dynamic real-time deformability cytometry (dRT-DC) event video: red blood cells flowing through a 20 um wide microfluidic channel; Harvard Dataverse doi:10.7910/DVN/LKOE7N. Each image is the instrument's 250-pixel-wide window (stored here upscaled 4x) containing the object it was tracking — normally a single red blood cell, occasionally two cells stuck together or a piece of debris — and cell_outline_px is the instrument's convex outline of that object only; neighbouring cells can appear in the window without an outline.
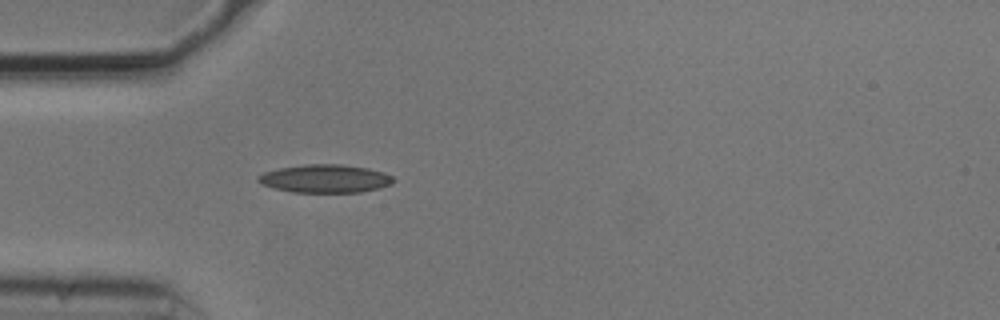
{"species": "common noctule bat (a hibernating species)", "species_latin": "Nyctalus noctula", "temperature_condition": "cold", "stored_images_in_passage": 39, "camera_frame_rate_fps": 3000, "um_per_image_px": 0.085, "animal": {"sex": "male", "body_mass_g": 20.5, "forearm_length_mm": 52.5}, "frame": {"image": 1, "passage_image": 1, "time_ms": 0.0, "image_size_px": [1000, 320], "cell_outline_px": [[396, 180], [392, 184], [380, 188], [360, 192], [292, 192], [260, 184], [256, 180], [256, 176], [264, 172], [280, 168], [304, 164], [340, 164], [368, 168], [384, 172], [392, 176]], "centroid_in_image_um": [27.65, 15.18], "position_along_channel_um": 57.4, "area_um2": 22.31}}
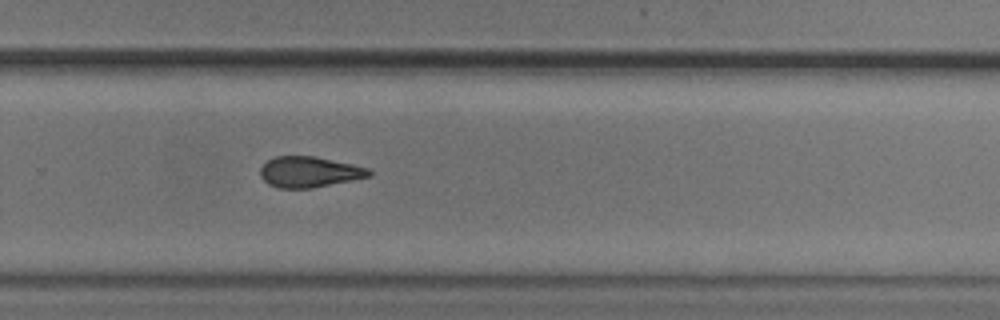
{"frame": {"image": 2, "passage_image": 21, "time_ms": 6.667, "image_size_px": [1000, 320], "cell_outline_px": [[372, 176], [312, 188], [280, 188], [268, 184], [260, 176], [260, 168], [268, 160], [276, 156], [312, 156], [352, 164], [368, 168], [372, 172]], "centroid_in_image_um": [26.28, 14.62], "position_along_channel_um": 303.5, "area_um2": 19.36}}
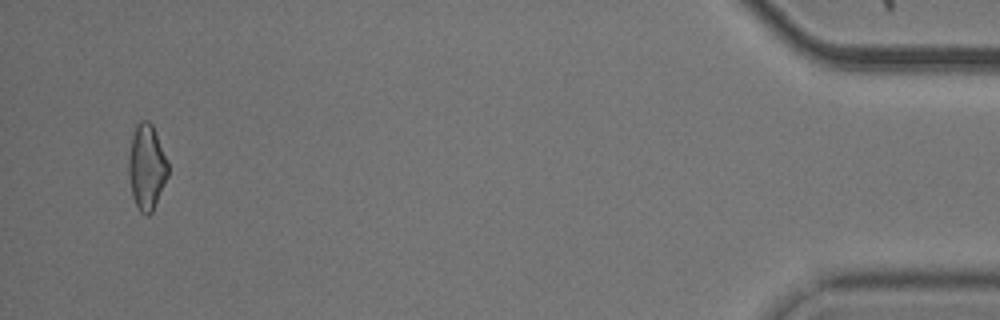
{"frame": {"image": 3, "passage_image": 37, "time_ms": 12.0, "image_size_px": [1000, 320], "cell_outline_px": [[168, 176], [152, 212], [148, 216], [144, 216], [140, 212], [132, 196], [128, 172], [128, 156], [132, 136], [136, 124], [140, 120], [148, 120], [152, 124], [168, 160]], "centroid_in_image_um": [12.46, 14.2], "position_along_channel_um": 422.7, "area_um2": 19.77}, "authors_computed_cell_mechanics": {"area_um2": 19.8832, "velocity_mm_per_s": 3.7497, "shape_relaxation_time_tau1_ms": 6.3029, "shape_relaxation_time_tau2_ms": 4.1964, "deformation_change_tau1": 0.135, "deformation_change_tau2": 0.1259}}